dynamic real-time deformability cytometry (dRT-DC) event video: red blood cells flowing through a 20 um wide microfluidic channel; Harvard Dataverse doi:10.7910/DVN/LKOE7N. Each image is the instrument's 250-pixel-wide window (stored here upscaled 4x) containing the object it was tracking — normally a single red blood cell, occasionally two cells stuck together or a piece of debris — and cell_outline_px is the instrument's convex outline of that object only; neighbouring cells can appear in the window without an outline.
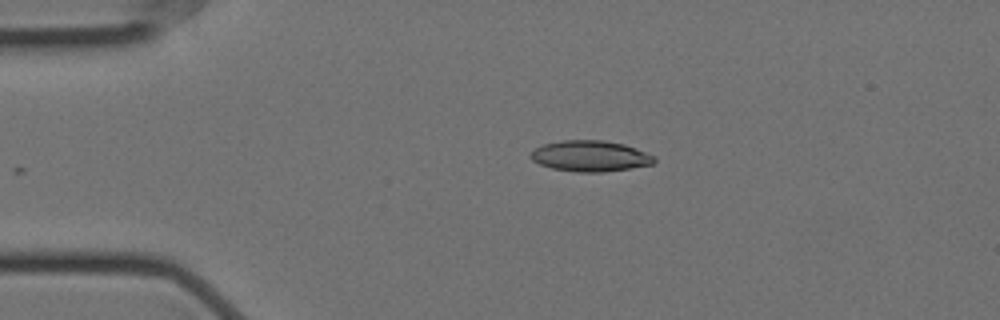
{"species": "Egyptian fruit bat (a non-hibernating species)", "species_latin": "Rousettus aegyptiacus", "temperature_condition": "cold", "stored_images_in_passage": 3, "camera_frame_rate_fps": 3000, "um_per_image_px": 0.085, "animal": {"sex": "female"}, "frame": {"image": 1, "passage_image": 3, "time_ms": 0.667, "image_size_px": [1000, 320], "cell_outline_px": [[656, 160], [652, 164], [604, 172], [576, 172], [552, 168], [540, 164], [532, 160], [528, 156], [536, 148], [544, 144], [564, 140], [604, 140], [624, 144], [636, 148], [656, 156]], "centroid_in_image_um": [50.18, 13.26], "position_along_channel_um": 34.8, "area_um2": 22.2}}